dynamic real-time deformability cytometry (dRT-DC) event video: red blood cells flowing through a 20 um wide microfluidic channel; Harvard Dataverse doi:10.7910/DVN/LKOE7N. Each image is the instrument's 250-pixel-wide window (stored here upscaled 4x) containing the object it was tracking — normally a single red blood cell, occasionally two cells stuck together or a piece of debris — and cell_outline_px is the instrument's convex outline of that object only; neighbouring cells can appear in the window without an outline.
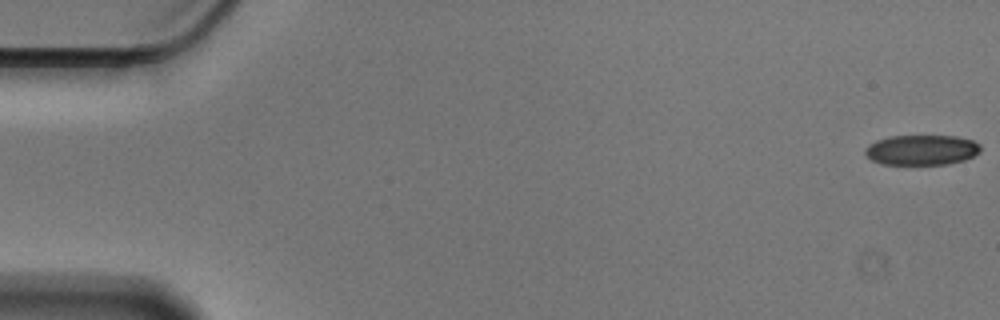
{"species": "Egyptian fruit bat (a non-hibernating species)", "species_latin": "Rousettus aegyptiacus", "temperature_condition": "cold", "stored_images_in_passage": 57, "camera_frame_rate_fps": 3000, "um_per_image_px": 0.085, "animal": {"sex": "male"}, "frame": {"image": 1, "passage_image": 1, "time_ms": 0.0, "image_size_px": [1000, 320], "cell_outline_px": [[980, 152], [964, 160], [948, 164], [880, 164], [872, 160], [864, 152], [864, 148], [868, 144], [876, 140], [888, 136], [956, 136], [972, 140], [980, 144]], "centroid_in_image_um": [78.31, 12.74], "position_along_channel_um": 6.7, "area_um2": 20.35}}
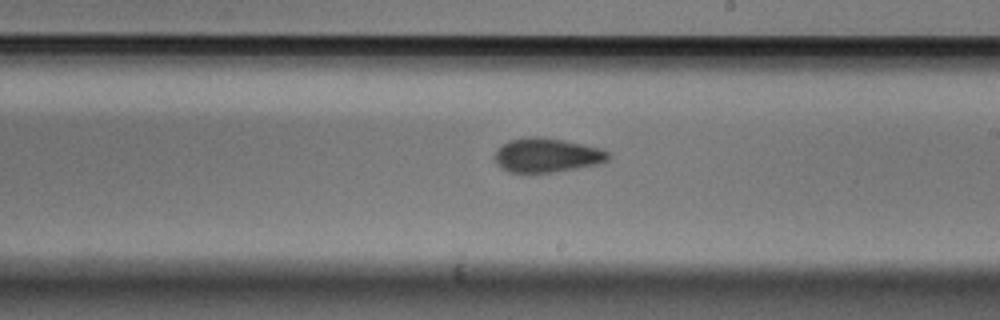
{"frame": {"image": 2, "passage_image": 33, "time_ms": 10.667, "image_size_px": [1000, 320], "cell_outline_px": [[612, 156], [608, 160], [600, 164], [552, 172], [508, 172], [500, 168], [496, 164], [492, 156], [496, 148], [508, 140], [528, 136], [540, 136], [604, 148]], "centroid_in_image_um": [46.45, 13.18], "position_along_channel_um": 242.5, "area_um2": 23.06}}
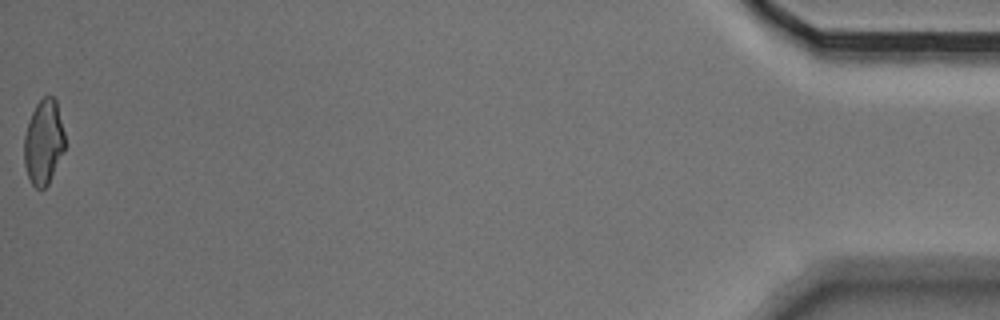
{"frame": {"image": 3, "passage_image": 57, "time_ms": 18.667, "image_size_px": [1000, 320], "cell_outline_px": [[64, 152], [48, 184], [44, 188], [36, 188], [32, 184], [28, 176], [24, 164], [24, 136], [32, 112], [36, 104], [44, 96], [52, 96], [56, 100], [64, 132]], "centroid_in_image_um": [3.71, 12.09], "position_along_channel_um": 431.5, "area_um2": 20.0}, "authors_computed_cell_mechanics": {"area_um2": 21.964, "velocity_mm_per_s": 3.5627, "shape_relaxation_time_tau1_ms": 4.9308, "shape_relaxation_time_tau2_ms": 2.6475, "deformation_change_tau1": 0.114, "deformation_change_tau2": 0.0905}}